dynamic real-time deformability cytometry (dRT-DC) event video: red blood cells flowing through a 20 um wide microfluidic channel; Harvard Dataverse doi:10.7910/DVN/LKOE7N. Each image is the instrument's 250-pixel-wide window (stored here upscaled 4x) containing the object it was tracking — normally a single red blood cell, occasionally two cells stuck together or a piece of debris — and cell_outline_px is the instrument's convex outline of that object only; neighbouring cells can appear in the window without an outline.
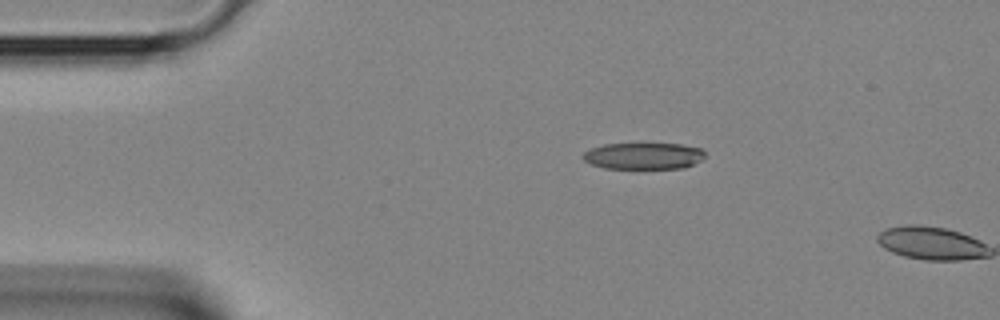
{"species": "Egyptian fruit bat (a non-hibernating species)", "species_latin": "Rousettus aegyptiacus", "temperature_condition": "room temperature", "stored_images_in_passage": 2, "camera_frame_rate_fps": 3000, "um_per_image_px": 0.085, "animal": {"sex": "female"}, "frame": {"image": 1, "passage_image": 1, "time_ms": 0.0, "image_size_px": [1000, 320], "cell_outline_px": [[704, 156], [700, 160], [684, 168], [604, 168], [592, 164], [584, 160], [584, 152], [592, 148], [604, 144], [680, 144], [700, 148], [704, 152]], "centroid_in_image_um": [54.7, 13.25], "position_along_channel_um": 30.3, "area_um2": 18.55}}